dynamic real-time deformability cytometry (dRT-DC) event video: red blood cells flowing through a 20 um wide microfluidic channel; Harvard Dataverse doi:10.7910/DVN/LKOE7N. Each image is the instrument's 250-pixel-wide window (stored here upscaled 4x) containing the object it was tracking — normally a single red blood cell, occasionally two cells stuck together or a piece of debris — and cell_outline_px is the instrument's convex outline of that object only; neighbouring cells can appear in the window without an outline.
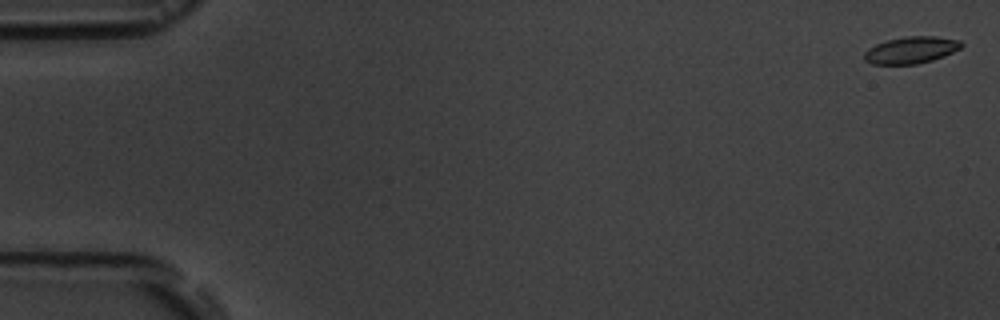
{"species": "common noctule bat (a hibernating species)", "species_latin": "Nyctalus noctula", "temperature_condition": "room temperature", "stored_images_in_passage": 7, "camera_frame_rate_fps": 3000, "um_per_image_px": 0.085, "animal": {"sex": "male", "body_mass_g": 19.5, "forearm_length_mm": 54.6}, "frame": {"image": 1, "passage_image": 1, "time_ms": 0.0, "image_size_px": [1000, 320], "cell_outline_px": [[964, 44], [960, 48], [944, 56], [932, 60], [916, 64], [872, 64], [864, 60], [864, 52], [868, 48], [876, 44], [888, 40], [904, 36], [936, 36], [960, 40]], "centroid_in_image_um": [77.44, 4.25], "position_along_channel_um": 7.6, "area_um2": 15.2}}
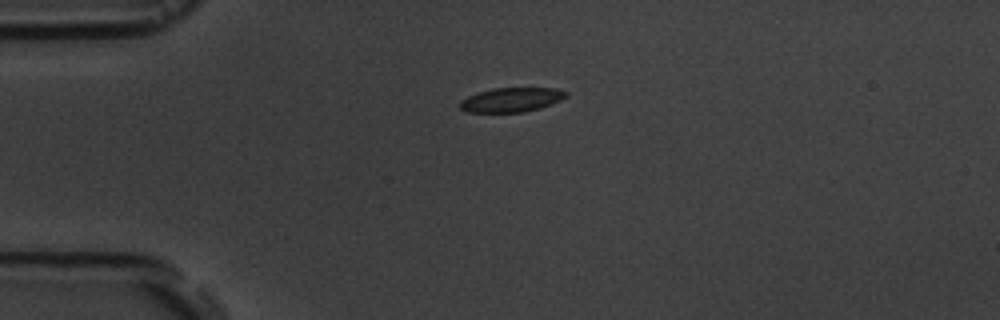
{"frame": {"image": 2, "passage_image": 5, "time_ms": 4.333, "image_size_px": [1000, 320], "cell_outline_px": [[568, 96], [552, 104], [540, 108], [524, 112], [464, 112], [460, 108], [460, 104], [468, 96], [492, 88], [556, 88], [568, 92]], "centroid_in_image_um": [43.51, 8.48], "position_along_channel_um": 41.5, "area_um2": 14.97}}
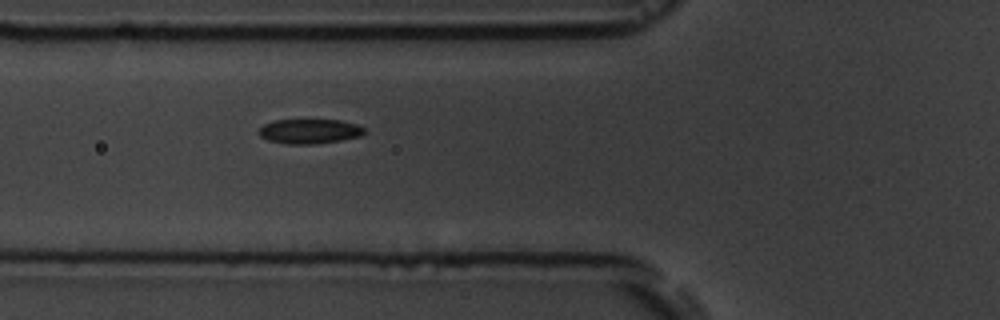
{"frame": {"image": 3, "passage_image": 7, "time_ms": 6.667, "image_size_px": [1000, 320], "cell_outline_px": [[368, 132], [360, 136], [340, 140], [312, 144], [288, 144], [268, 140], [260, 136], [256, 132], [264, 124], [272, 120], [340, 120], [356, 124], [364, 128]], "centroid_in_image_um": [26.3, 11.15], "position_along_channel_um": 99.5, "area_um2": 15.2}}